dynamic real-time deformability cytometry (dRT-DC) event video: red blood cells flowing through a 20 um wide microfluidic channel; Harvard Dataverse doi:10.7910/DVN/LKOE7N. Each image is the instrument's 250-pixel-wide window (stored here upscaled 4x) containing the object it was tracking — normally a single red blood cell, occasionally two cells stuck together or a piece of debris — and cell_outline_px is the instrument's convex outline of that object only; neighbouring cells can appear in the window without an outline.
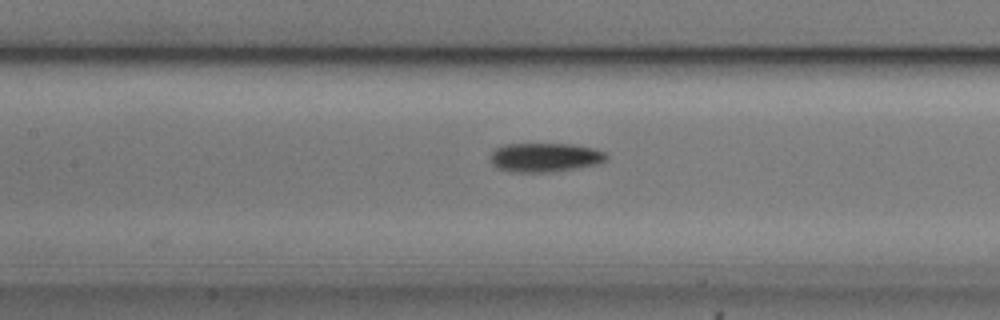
{"species": "common noctule bat (a hibernating species)", "species_latin": "Nyctalus noctula", "temperature_condition": "cold", "stored_images_in_passage": 10, "camera_frame_rate_fps": 3000, "um_per_image_px": 0.085, "animal": {"sex": "male", "body_mass_g": 20.5, "forearm_length_mm": 52.5}, "frame": {"image": 1, "passage_image": 8, "time_ms": 2.333, "image_size_px": [1000, 320], "cell_outline_px": [[608, 160], [596, 164], [548, 172], [512, 172], [496, 168], [492, 164], [492, 152], [496, 148], [504, 144], [572, 144], [592, 148], [604, 152], [608, 156]], "centroid_in_image_um": [46.3, 13.37], "position_along_channel_um": 161.1, "area_um2": 19.42}}
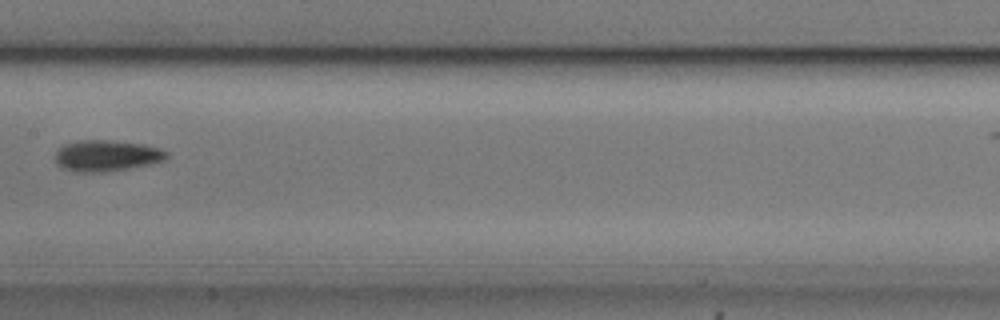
{"frame": {"image": 2, "passage_image": 9, "time_ms": 2.667, "image_size_px": [1000, 320], "cell_outline_px": [[168, 156], [164, 160], [148, 164], [128, 168], [104, 172], [76, 172], [64, 168], [56, 164], [56, 152], [64, 144], [76, 140], [112, 140], [144, 144], [160, 148], [168, 152]], "centroid_in_image_um": [9.06, 13.22], "position_along_channel_um": 198.3, "area_um2": 20.23}}